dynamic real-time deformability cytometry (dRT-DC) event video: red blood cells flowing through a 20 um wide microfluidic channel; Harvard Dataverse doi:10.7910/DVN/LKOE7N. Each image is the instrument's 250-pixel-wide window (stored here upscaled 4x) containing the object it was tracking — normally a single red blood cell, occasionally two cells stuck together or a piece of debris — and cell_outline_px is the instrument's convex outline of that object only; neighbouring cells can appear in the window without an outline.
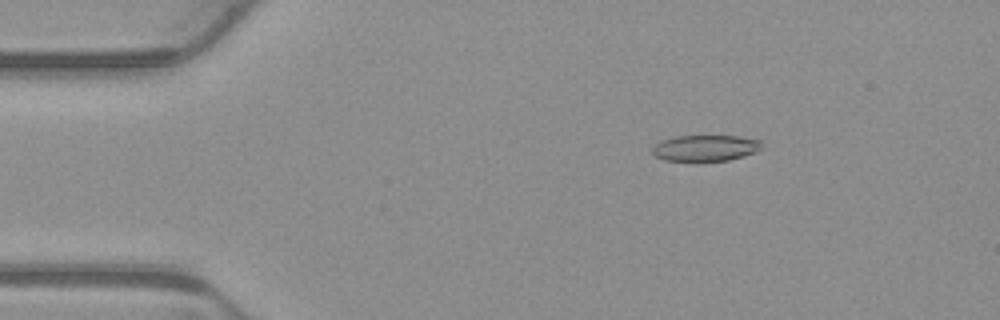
{"species": "common noctule bat (a hibernating species)", "species_latin": "Nyctalus noctula", "temperature_condition": "warm", "stored_images_in_passage": 5, "camera_frame_rate_fps": 3000, "um_per_image_px": 0.085, "animal": {"sex": "male", "body_mass_g": 23.1, "forearm_length_mm": 52.7}, "frame": {"image": 1, "passage_image": 3, "time_ms": 0.667, "image_size_px": [1000, 320], "cell_outline_px": [[760, 148], [756, 152], [728, 160], [664, 160], [656, 156], [652, 152], [652, 148], [656, 144], [664, 140], [676, 136], [740, 136], [760, 140]], "centroid_in_image_um": [59.96, 12.57], "position_along_channel_um": 25.0, "area_um2": 16.24}}